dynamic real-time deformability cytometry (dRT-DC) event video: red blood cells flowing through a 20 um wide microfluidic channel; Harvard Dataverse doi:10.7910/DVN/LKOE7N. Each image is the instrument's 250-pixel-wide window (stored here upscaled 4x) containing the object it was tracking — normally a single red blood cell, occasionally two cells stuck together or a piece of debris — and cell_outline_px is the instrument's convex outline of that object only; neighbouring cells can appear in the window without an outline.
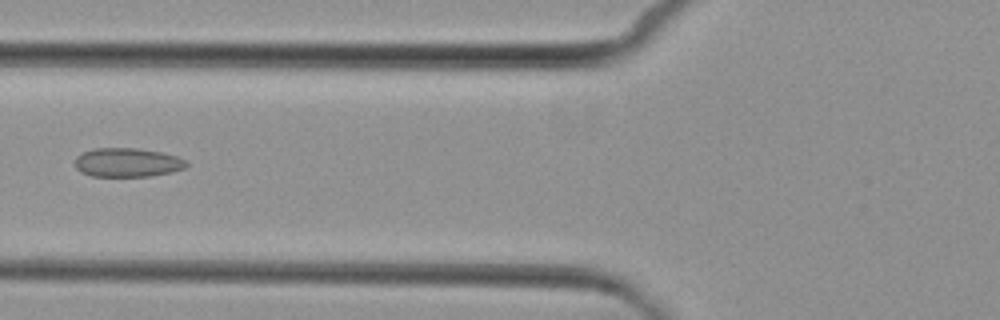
{"species": "common noctule bat (a hibernating species)", "species_latin": "Nyctalus noctula", "temperature_condition": "cold", "stored_images_in_passage": 6, "camera_frame_rate_fps": 3000, "um_per_image_px": 0.085, "animal": {"sex": "female", "body_mass_g": 29.2, "forearm_length_mm": 56.3}, "frame": {"image": 1, "passage_image": 5, "time_ms": 5.667, "image_size_px": [1000, 320], "cell_outline_px": [[188, 164], [184, 168], [172, 172], [152, 176], [92, 176], [80, 172], [76, 168], [76, 156], [92, 148], [136, 148], [160, 152], [176, 156], [184, 160]], "centroid_in_image_um": [10.81, 13.81], "position_along_channel_um": 115.0, "area_um2": 18.73}}
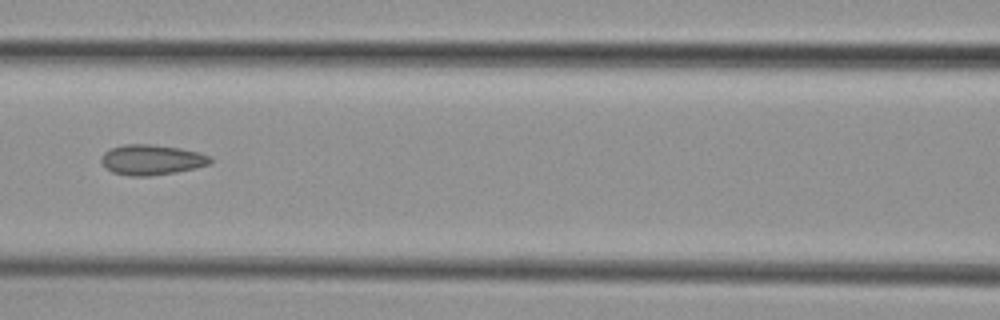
{"frame": {"image": 2, "passage_image": 6, "time_ms": 6.667, "image_size_px": [1000, 320], "cell_outline_px": [[212, 164], [196, 168], [176, 172], [148, 176], [132, 176], [112, 172], [104, 168], [100, 160], [100, 156], [104, 152], [112, 148], [124, 144], [152, 144], [180, 148], [200, 152], [212, 156]], "centroid_in_image_um": [12.9, 13.58], "position_along_channel_um": 153.7, "area_um2": 19.54}}